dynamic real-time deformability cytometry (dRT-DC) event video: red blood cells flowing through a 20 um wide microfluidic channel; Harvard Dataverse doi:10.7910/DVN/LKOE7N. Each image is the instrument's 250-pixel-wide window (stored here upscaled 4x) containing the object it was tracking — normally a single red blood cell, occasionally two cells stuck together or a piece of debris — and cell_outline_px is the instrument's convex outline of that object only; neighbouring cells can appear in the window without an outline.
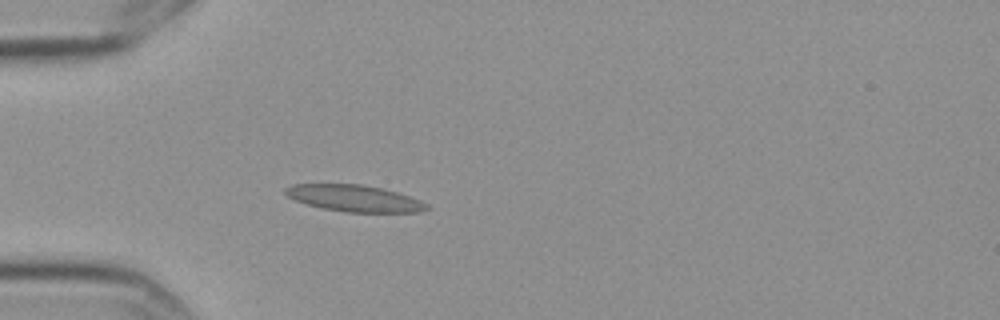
{"species": "Egyptian fruit bat (a non-hibernating species)", "species_latin": "Rousettus aegyptiacus", "temperature_condition": "cold", "stored_images_in_passage": 4, "camera_frame_rate_fps": 3000, "um_per_image_px": 0.085, "frame": {"image": 1, "passage_image": 4, "time_ms": 1.0, "image_size_px": [1000, 320], "cell_outline_px": [[428, 208], [420, 212], [344, 212], [320, 208], [304, 204], [288, 196], [284, 192], [284, 188], [292, 184], [360, 184], [380, 188], [396, 192], [408, 196], [428, 204]], "centroid_in_image_um": [30.06, 16.86], "position_along_channel_um": 54.9, "area_um2": 21.79}}